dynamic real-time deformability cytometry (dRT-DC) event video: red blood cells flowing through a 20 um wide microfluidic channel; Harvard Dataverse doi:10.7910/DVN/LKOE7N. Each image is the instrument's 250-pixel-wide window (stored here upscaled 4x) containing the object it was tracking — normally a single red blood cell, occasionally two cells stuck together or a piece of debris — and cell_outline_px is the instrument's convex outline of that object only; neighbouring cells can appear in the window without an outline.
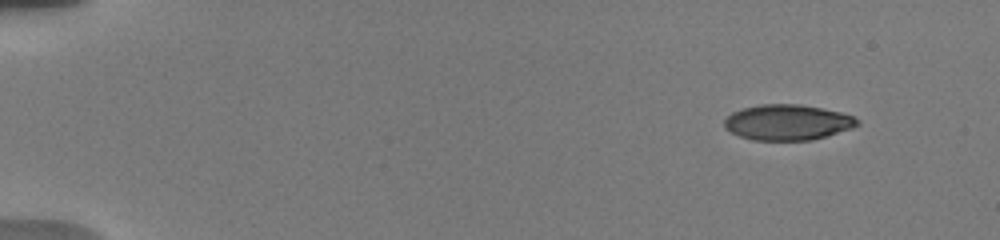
{"species": "human", "species_latin": "Homo sapiens", "temperature_condition": "warm", "stored_images_in_passage": 17, "camera_frame_rate_fps": 3000, "um_per_image_px": 0.085, "donor": {"sex": "male"}, "frame": {"image": 1, "passage_image": 1, "time_ms": 0.0, "image_size_px": [1000, 240], "cell_outline_px": [[860, 124], [852, 128], [812, 140], [752, 140], [740, 136], [724, 128], [724, 120], [732, 112], [740, 108], [760, 104], [800, 104], [840, 112], [852, 116], [860, 120]], "centroid_in_image_um": [66.92, 10.39], "position_along_channel_um": 18.1, "area_um2": 27.57}}
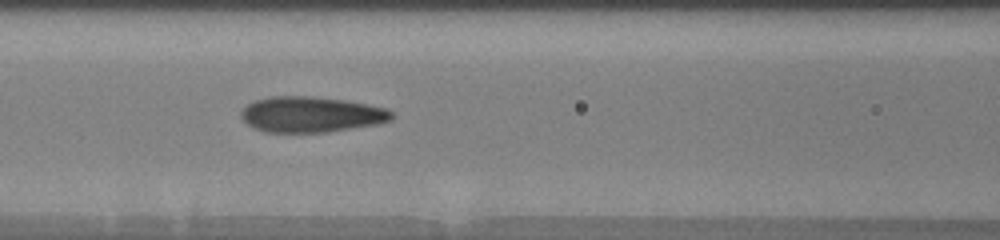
{"frame": {"image": 2, "passage_image": 15, "time_ms": 6.667, "image_size_px": [1000, 240], "cell_outline_px": [[392, 120], [376, 124], [324, 132], [264, 132], [248, 124], [240, 116], [240, 112], [248, 104], [256, 100], [272, 96], [312, 96], [344, 100], [384, 108], [392, 112]], "centroid_in_image_um": [26.41, 9.72], "position_along_channel_um": 140.2, "area_um2": 30.87}}
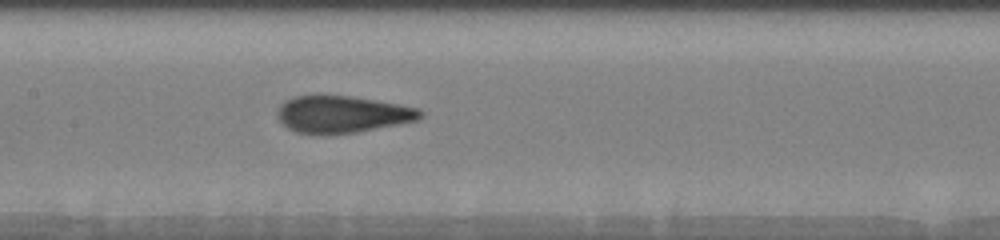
{"frame": {"image": 3, "passage_image": 17, "time_ms": 7.667, "image_size_px": [1000, 240], "cell_outline_px": [[424, 116], [420, 120], [400, 124], [356, 132], [296, 132], [288, 128], [276, 116], [276, 112], [280, 104], [284, 100], [292, 96], [316, 92], [320, 92], [352, 96], [376, 100], [420, 108], [424, 112]], "centroid_in_image_um": [29.09, 9.64], "position_along_channel_um": 178.3, "area_um2": 31.39}}